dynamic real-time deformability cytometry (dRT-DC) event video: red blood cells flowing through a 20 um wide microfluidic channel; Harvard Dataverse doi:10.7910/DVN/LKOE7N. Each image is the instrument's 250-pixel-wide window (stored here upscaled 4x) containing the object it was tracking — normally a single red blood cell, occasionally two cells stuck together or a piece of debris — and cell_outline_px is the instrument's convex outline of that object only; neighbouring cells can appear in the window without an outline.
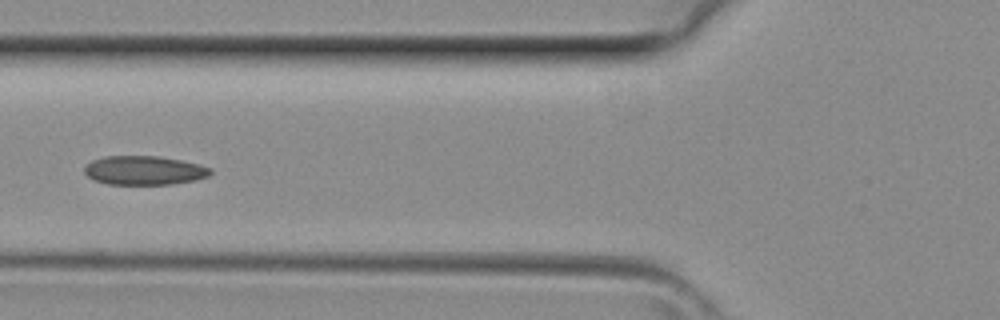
{"species": "common noctule bat (a hibernating species)", "species_latin": "Nyctalus noctula", "temperature_condition": "room temperature", "stored_images_in_passage": 3, "camera_frame_rate_fps": 3000, "um_per_image_px": 0.085, "animal": {"sex": "female", "body_mass_g": 29.2, "forearm_length_mm": 56.3}, "frame": {"image": 1, "passage_image": 3, "time_ms": 0.667, "image_size_px": [1000, 320], "cell_outline_px": [[212, 172], [208, 176], [196, 180], [172, 184], [108, 184], [96, 180], [88, 176], [84, 172], [84, 164], [92, 160], [104, 156], [160, 156], [200, 164], [212, 168]], "centroid_in_image_um": [12.26, 14.47], "position_along_channel_um": 113.5, "area_um2": 21.39}}